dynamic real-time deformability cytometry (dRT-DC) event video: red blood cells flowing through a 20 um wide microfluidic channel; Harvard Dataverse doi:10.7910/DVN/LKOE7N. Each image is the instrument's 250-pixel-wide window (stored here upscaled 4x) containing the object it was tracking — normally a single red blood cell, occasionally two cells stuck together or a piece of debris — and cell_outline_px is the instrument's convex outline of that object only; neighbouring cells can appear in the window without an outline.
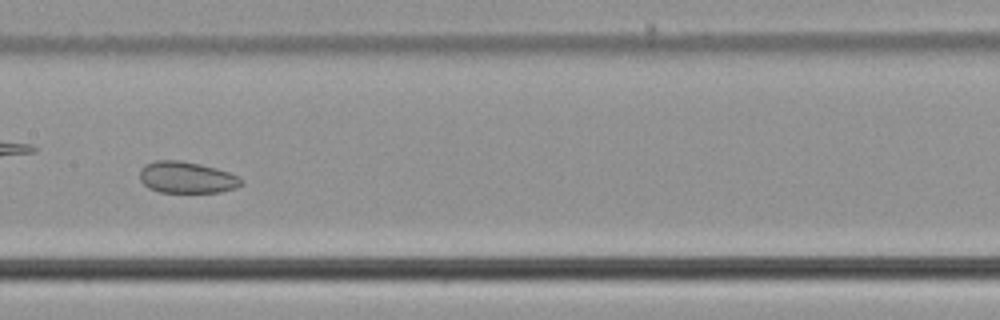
{"species": "common noctule bat (a hibernating species)", "species_latin": "Nyctalus noctula", "temperature_condition": "cold", "stored_images_in_passage": 57, "segment_of_instrument_passage": [1, 2], "camera_frame_rate_fps": 3000, "um_per_image_px": 0.085, "animal": {"sex": "male", "body_mass_g": 21.5, "forearm_length_mm": 52.0}, "frame": {"image": 1, "passage_image": 29, "time_ms": 9.333, "image_size_px": [1000, 320], "cell_outline_px": [[244, 184], [236, 188], [220, 192], [160, 192], [148, 188], [140, 180], [140, 168], [144, 164], [156, 160], [180, 160], [200, 164], [216, 168], [240, 176], [244, 180]], "centroid_in_image_um": [15.89, 15.08], "position_along_channel_um": 191.5, "area_um2": 18.9}}
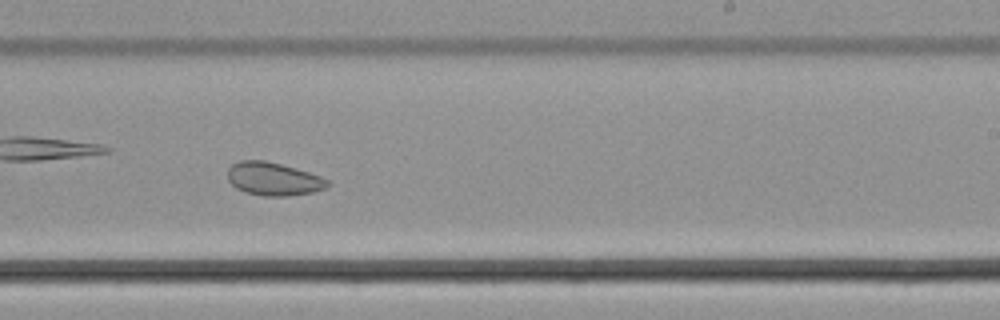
{"frame": {"image": 2, "passage_image": 35, "time_ms": 11.333, "image_size_px": [1000, 320], "cell_outline_px": [[328, 184], [324, 188], [312, 192], [288, 196], [264, 196], [244, 192], [236, 188], [228, 180], [228, 168], [232, 164], [240, 160], [264, 160], [296, 168], [320, 176], [328, 180]], "centroid_in_image_um": [23.2, 15.21], "position_along_channel_um": 265.8, "area_um2": 19.19}}
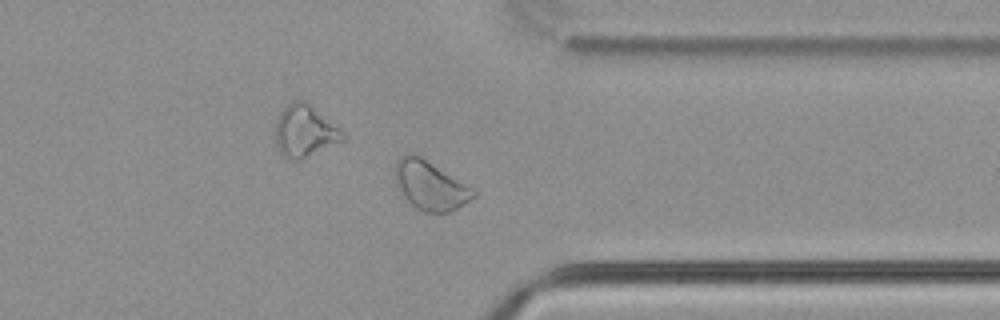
{"frame": {"image": 3, "passage_image": 44, "time_ms": 14.333, "image_size_px": [1000, 320], "cell_outline_px": [[476, 196], [472, 200], [448, 212], [424, 212], [416, 208], [404, 196], [396, 184], [396, 160], [400, 156], [408, 152], [420, 156], [476, 188]], "centroid_in_image_um": [36.62, 15.75], "position_along_channel_um": 374.8, "area_um2": 22.43}}